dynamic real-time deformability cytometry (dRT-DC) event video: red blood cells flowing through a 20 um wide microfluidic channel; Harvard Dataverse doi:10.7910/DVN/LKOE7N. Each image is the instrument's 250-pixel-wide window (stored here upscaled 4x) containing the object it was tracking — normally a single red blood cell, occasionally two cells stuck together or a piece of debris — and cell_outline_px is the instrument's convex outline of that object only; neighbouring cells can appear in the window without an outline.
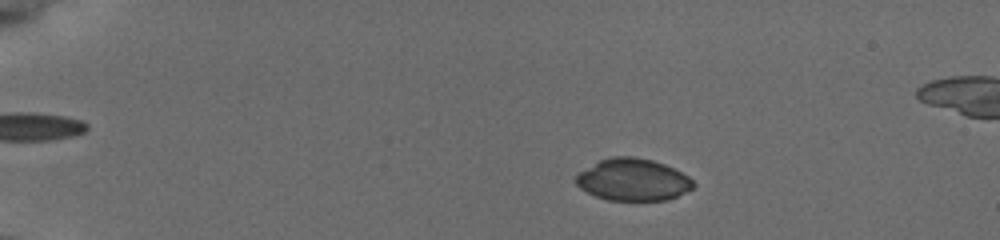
{"species": "common noctule bat (a hibernating species)", "species_latin": "Nyctalus noctula", "temperature_condition": "cold", "stored_images_in_passage": 54, "camera_frame_rate_fps": 3000, "um_per_image_px": 0.085, "animal": {"sex": "female", "body_mass_g": 19.5, "forearm_length_mm": 54.1}, "frame": {"image": 1, "passage_image": 10, "time_ms": 3.0, "image_size_px": [1000, 240], "cell_outline_px": [[696, 184], [692, 188], [676, 196], [664, 200], [608, 200], [596, 196], [580, 188], [576, 184], [576, 176], [580, 172], [600, 160], [612, 156], [636, 156], [652, 160], [664, 164], [688, 176]], "centroid_in_image_um": [53.8, 15.27], "position_along_channel_um": 31.2, "area_um2": 28.44}}
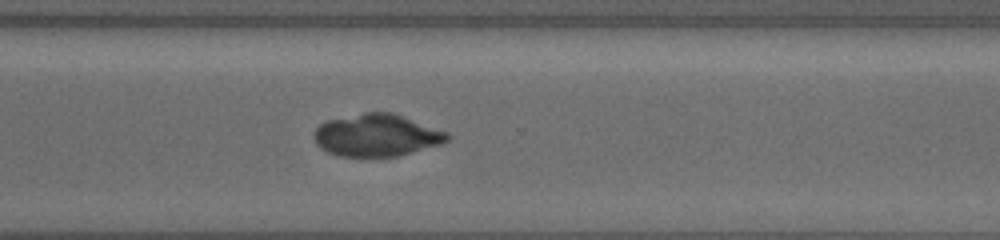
{"frame": {"image": 2, "passage_image": 41, "time_ms": 13.333, "image_size_px": [1000, 240], "cell_outline_px": [[452, 136], [448, 140], [440, 144], [396, 156], [340, 156], [328, 152], [320, 148], [316, 144], [316, 128], [320, 124], [328, 120], [364, 112], [392, 112], [448, 132]], "centroid_in_image_um": [32.04, 11.49], "position_along_channel_um": 338.6, "area_um2": 32.48}}
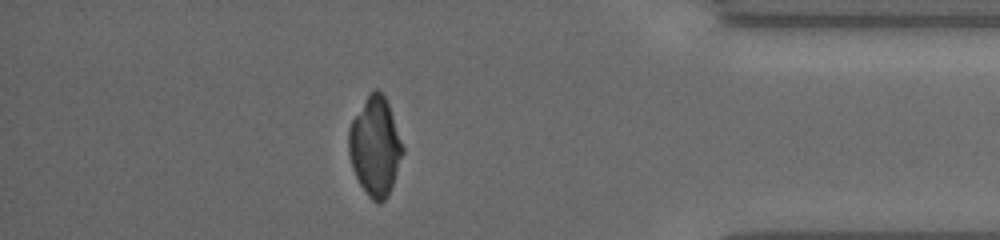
{"frame": {"image": 3, "passage_image": 48, "time_ms": 15.667, "image_size_px": [1000, 240], "cell_outline_px": [[404, 152], [388, 196], [380, 204], [376, 204], [368, 196], [360, 184], [352, 168], [348, 152], [348, 128], [352, 120], [368, 96], [376, 88], [384, 96], [388, 104], [404, 148]], "centroid_in_image_um": [31.87, 12.5], "position_along_channel_um": 403.3, "area_um2": 30.75}}